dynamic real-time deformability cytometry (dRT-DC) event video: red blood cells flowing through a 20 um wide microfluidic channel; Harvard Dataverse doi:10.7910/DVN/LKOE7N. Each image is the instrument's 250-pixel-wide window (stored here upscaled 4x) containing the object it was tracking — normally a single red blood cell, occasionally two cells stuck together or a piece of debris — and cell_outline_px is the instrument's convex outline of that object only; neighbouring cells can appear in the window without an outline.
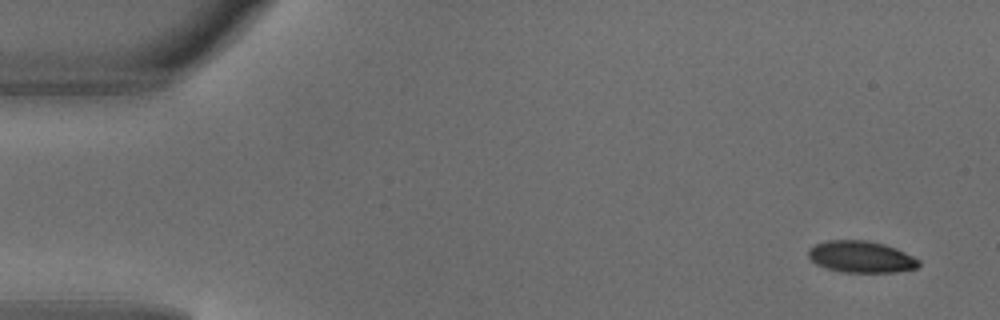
{"species": "common noctule bat (a hibernating species)", "species_latin": "Nyctalus noctula", "temperature_condition": "warm", "stored_images_in_passage": 4, "camera_frame_rate_fps": 3000, "um_per_image_px": 0.085, "animal": {"sex": "male", "body_mass_g": 18.8}, "frame": {"image": 1, "passage_image": 1, "time_ms": 0.0, "image_size_px": [1000, 320], "cell_outline_px": [[920, 264], [916, 268], [896, 272], [840, 272], [816, 264], [808, 256], [808, 248], [816, 244], [828, 240], [868, 240], [884, 244], [896, 248], [920, 260]], "centroid_in_image_um": [73.19, 21.82], "position_along_channel_um": 11.8, "area_um2": 20.35}}
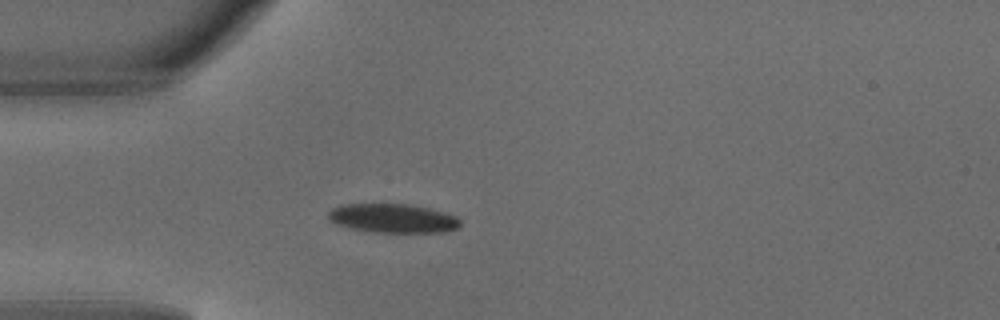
{"frame": {"image": 2, "passage_image": 4, "time_ms": 1.0, "image_size_px": [1000, 320], "cell_outline_px": [[460, 224], [456, 228], [440, 232], [372, 232], [352, 228], [336, 224], [328, 220], [328, 212], [332, 208], [340, 204], [408, 204], [428, 208], [444, 212], [456, 216], [460, 220]], "centroid_in_image_um": [33.35, 18.55], "position_along_channel_um": 51.7, "area_um2": 22.2}}